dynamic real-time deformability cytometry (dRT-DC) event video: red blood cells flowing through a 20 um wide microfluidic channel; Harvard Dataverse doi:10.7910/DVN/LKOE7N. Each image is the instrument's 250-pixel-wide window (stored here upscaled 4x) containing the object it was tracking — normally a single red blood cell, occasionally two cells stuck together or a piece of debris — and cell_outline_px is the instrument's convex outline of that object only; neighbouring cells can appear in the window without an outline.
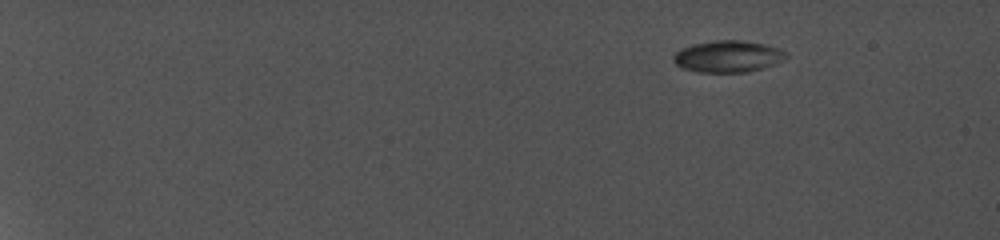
{"species": "common noctule bat (a hibernating species)", "species_latin": "Nyctalus noctula", "temperature_condition": "cold", "stored_images_in_passage": 79, "camera_frame_rate_fps": 5000, "um_per_image_px": 0.085, "animal": {"sex": "female", "body_mass_g": 19.0, "forearm_length_mm": 56.7}, "frame": {"image": 1, "passage_image": 1, "time_ms": 0.0, "image_size_px": [1000, 240], "cell_outline_px": [[788, 56], [784, 60], [764, 68], [748, 72], [700, 72], [680, 68], [672, 60], [672, 56], [680, 48], [692, 44], [716, 40], [744, 40], [764, 44], [780, 48], [788, 52]], "centroid_in_image_um": [61.88, 4.79], "position_along_channel_um": 23.1, "area_um2": 21.15}}
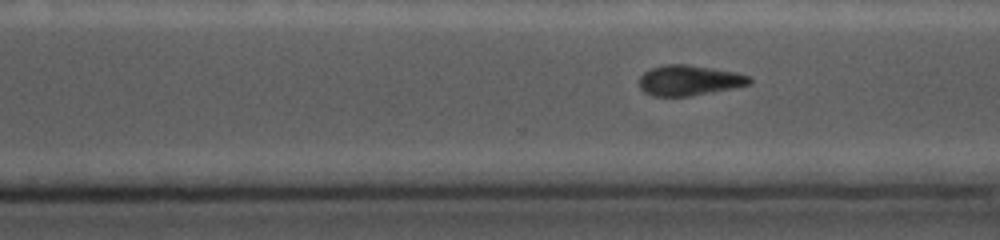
{"frame": {"image": 2, "passage_image": 63, "time_ms": 12.4, "image_size_px": [1000, 240], "cell_outline_px": [[752, 84], [732, 88], [688, 96], [652, 96], [644, 92], [640, 88], [640, 76], [644, 72], [652, 68], [664, 64], [688, 64], [736, 72], [752, 76]], "centroid_in_image_um": [58.6, 6.82], "position_along_channel_um": 312.0, "area_um2": 19.54}}
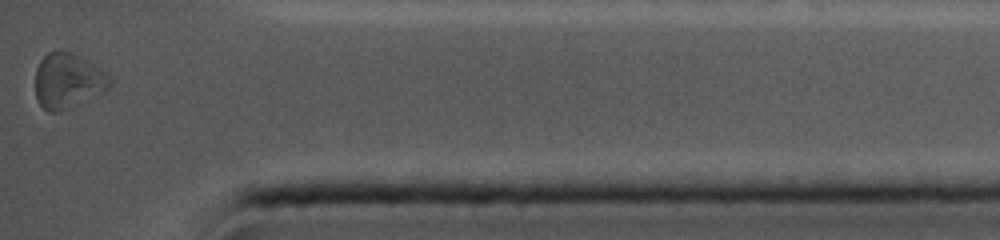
{"frame": {"image": 3, "passage_image": 79, "time_ms": 15.6, "image_size_px": [1000, 240], "cell_outline_px": [[112, 84], [108, 88], [60, 112], [48, 112], [40, 104], [36, 96], [36, 68], [40, 60], [48, 52], [56, 48], [60, 48], [88, 60], [100, 68], [112, 80]], "centroid_in_image_um": [5.73, 6.82], "position_along_channel_um": 429.5, "area_um2": 23.76}, "authors_computed_cell_mechanics": {"area_um2": 20.519, "velocity_mm_per_s": 3.8486, "shape_relaxation_time_tau1_ms": 8.7492, "shape_relaxation_time_tau2_ms": 5.7885, "deformation_change_tau1": 0.2146, "deformation_change_tau2": 0.1294}}